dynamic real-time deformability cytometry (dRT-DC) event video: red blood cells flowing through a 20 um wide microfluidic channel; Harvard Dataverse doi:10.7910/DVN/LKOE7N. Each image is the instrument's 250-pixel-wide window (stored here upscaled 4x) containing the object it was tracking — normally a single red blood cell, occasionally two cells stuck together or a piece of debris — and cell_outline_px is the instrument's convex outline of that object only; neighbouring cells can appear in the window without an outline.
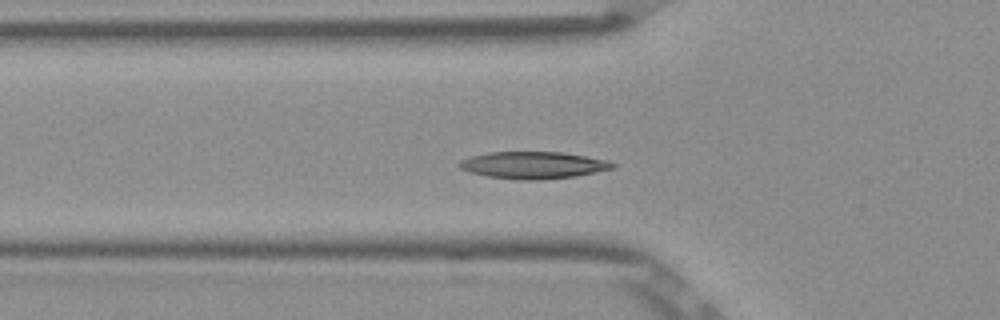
{"species": "Egyptian fruit bat (a non-hibernating species)", "species_latin": "Rousettus aegyptiacus", "temperature_condition": "room temperature", "stored_images_in_passage": 46, "camera_frame_rate_fps": 3000, "um_per_image_px": 0.085, "frame": {"image": 1, "passage_image": 16, "time_ms": 5.0, "image_size_px": [1000, 320], "cell_outline_px": [[616, 168], [576, 176], [532, 180], [520, 180], [488, 176], [472, 172], [460, 168], [456, 164], [460, 160], [472, 156], [488, 152], [564, 152], [608, 160], [616, 164]], "centroid_in_image_um": [45.36, 14.03], "position_along_channel_um": 80.4, "area_um2": 24.1}}
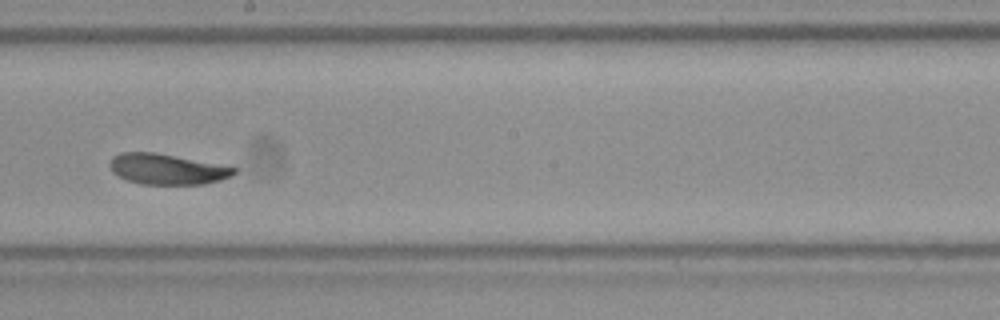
{"frame": {"image": 2, "passage_image": 28, "time_ms": 9.0, "image_size_px": [1000, 320], "cell_outline_px": [[236, 172], [232, 176], [220, 180], [204, 184], [140, 184], [128, 180], [112, 172], [112, 156], [120, 152], [152, 152], [216, 164], [236, 168]], "centroid_in_image_um": [14.19, 14.38], "position_along_channel_um": 234.0, "area_um2": 21.62}}
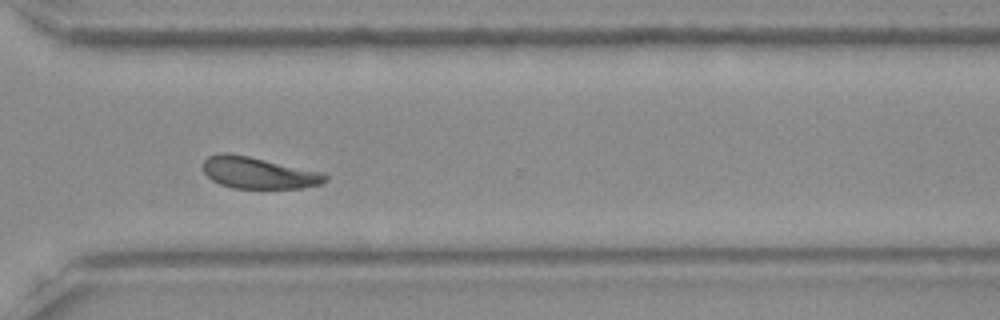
{"frame": {"image": 3, "passage_image": 37, "time_ms": 12.0, "image_size_px": [1000, 320], "cell_outline_px": [[328, 180], [324, 184], [304, 188], [232, 188], [220, 184], [212, 180], [204, 172], [200, 164], [208, 156], [224, 152], [228, 152], [248, 156], [324, 172], [328, 176]], "centroid_in_image_um": [21.99, 14.69], "position_along_channel_um": 348.6, "area_um2": 22.83}, "authors_computed_cell_mechanics": {"area_um2": 22.6865, "velocity_mm_per_s": 3.827, "shape_relaxation_time_tau1_ms": 3.6775, "shape_relaxation_time_tau2_ms": null, "deformation_change_tau1": 0.1235, "deformation_change_tau2": null}}